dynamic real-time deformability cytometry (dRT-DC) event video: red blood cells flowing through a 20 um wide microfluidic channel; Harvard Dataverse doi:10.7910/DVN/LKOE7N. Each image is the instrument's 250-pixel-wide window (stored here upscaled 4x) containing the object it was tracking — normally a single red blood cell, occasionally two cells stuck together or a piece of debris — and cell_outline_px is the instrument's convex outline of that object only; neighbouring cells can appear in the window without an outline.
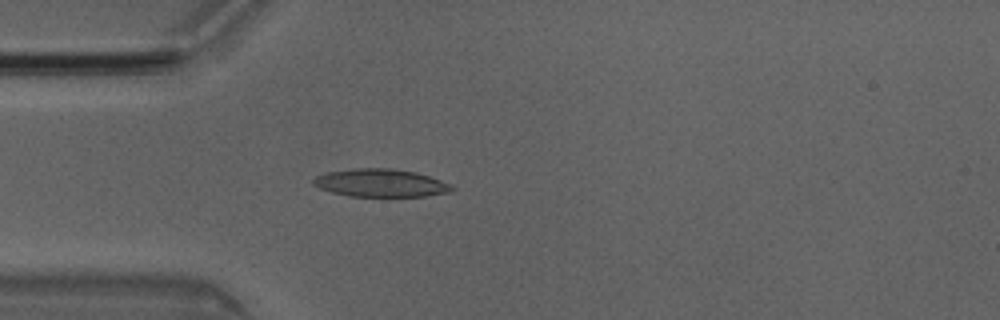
{"species": "Egyptian fruit bat (a non-hibernating species)", "species_latin": "Rousettus aegyptiacus", "temperature_condition": "room temperature", "stored_images_in_passage": 3, "camera_frame_rate_fps": 3000, "um_per_image_px": 0.085, "animal": {"sex": "male"}, "frame": {"image": 1, "passage_image": 3, "time_ms": 0.667, "image_size_px": [1000, 320], "cell_outline_px": [[456, 188], [452, 192], [424, 196], [348, 196], [332, 192], [320, 188], [312, 184], [312, 180], [316, 176], [328, 172], [356, 168], [392, 168], [416, 172], [452, 184]], "centroid_in_image_um": [32.39, 15.55], "position_along_channel_um": 52.6, "area_um2": 22.54}}